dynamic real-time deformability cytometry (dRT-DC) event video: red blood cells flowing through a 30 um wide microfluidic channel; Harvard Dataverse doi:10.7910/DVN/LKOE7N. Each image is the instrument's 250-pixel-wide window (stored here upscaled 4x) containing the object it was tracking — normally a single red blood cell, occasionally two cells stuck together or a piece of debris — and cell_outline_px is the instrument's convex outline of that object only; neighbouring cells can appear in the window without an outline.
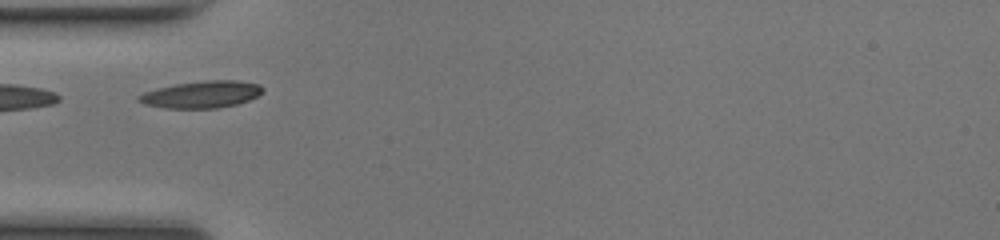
{"species": "common noctule bat (a hibernating species)", "species_latin": "Nyctalus noctula", "temperature_condition": "room temperature", "stored_images_in_passage": 35, "camera_frame_rate_fps": 3000, "um_per_image_px": 0.085, "animal": {"sex": "female", "body_mass_g": 17.0, "forearm_length_mm": 48.0}, "frame": {"image": 1, "passage_image": 1, "time_ms": 0.0, "image_size_px": [1000, 240], "cell_outline_px": [[264, 88], [256, 96], [248, 100], [236, 104], [216, 108], [164, 108], [144, 104], [136, 100], [136, 96], [144, 92], [156, 88], [176, 84], [204, 80], [236, 80], [260, 84]], "centroid_in_image_um": [17.08, 8.02], "position_along_channel_um": 67.9, "area_um2": 19.48}}
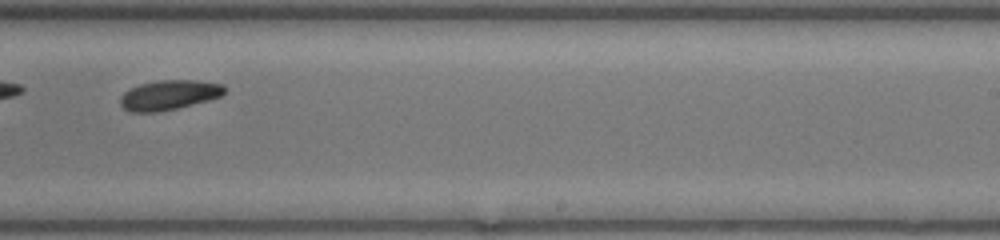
{"frame": {"image": 2, "passage_image": 16, "time_ms": 5.0, "image_size_px": [1000, 240], "cell_outline_px": [[224, 92], [220, 96], [208, 100], [176, 108], [156, 112], [128, 112], [120, 104], [120, 96], [124, 92], [140, 84], [156, 80], [196, 80], [224, 84]], "centroid_in_image_um": [14.34, 8.07], "position_along_channel_um": 274.7, "area_um2": 17.98}}
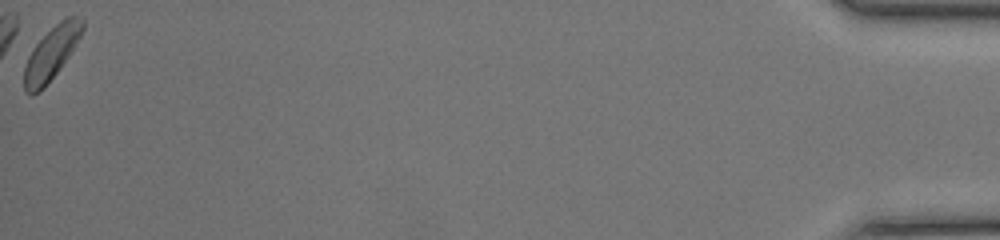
{"frame": {"image": 3, "passage_image": 35, "time_ms": 11.333, "image_size_px": [1000, 240], "cell_outline_px": [[84, 28], [80, 36], [68, 56], [44, 88], [32, 96], [24, 92], [24, 68], [28, 56], [32, 48], [60, 20], [68, 16], [76, 16], [84, 20]], "centroid_in_image_um": [4.34, 4.55], "position_along_channel_um": 430.9, "area_um2": 17.63}, "authors_computed_cell_mechanics": {"area_um2": 18.1492, "velocity_mm_per_s": 4.1439, "shape_relaxation_time_tau1_ms": 5.8576, "shape_relaxation_time_tau2_ms": 7.4017, "deformation_change_tau1": 0.1337, "deformation_change_tau2": 0.1088}}